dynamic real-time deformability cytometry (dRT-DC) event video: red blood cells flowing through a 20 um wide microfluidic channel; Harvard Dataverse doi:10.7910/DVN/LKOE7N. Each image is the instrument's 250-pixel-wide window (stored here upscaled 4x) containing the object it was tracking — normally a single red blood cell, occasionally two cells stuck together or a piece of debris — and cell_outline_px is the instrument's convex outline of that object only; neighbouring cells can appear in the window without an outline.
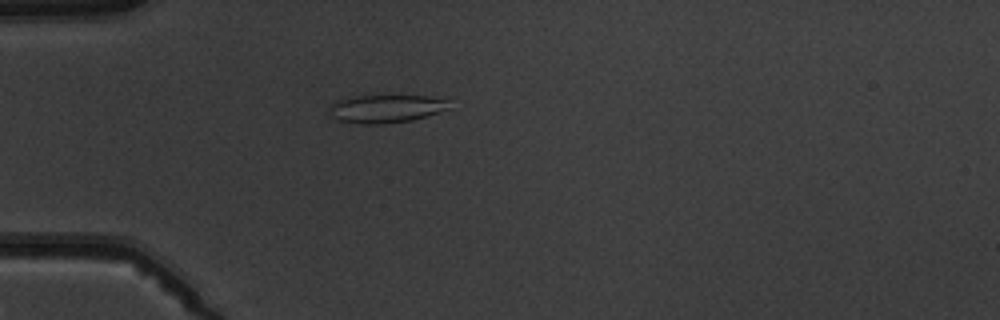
{"species": "common noctule bat (a hibernating species)", "species_latin": "Nyctalus noctula", "temperature_condition": "warm", "stored_images_in_passage": 4, "camera_frame_rate_fps": 3000, "um_per_image_px": 0.085, "animal": {"sex": "male", "body_mass_g": 19.5, "forearm_length_mm": 54.6}, "frame": {"image": 1, "passage_image": 4, "time_ms": 4.333, "image_size_px": [1000, 320], "cell_outline_px": [[448, 108], [412, 120], [380, 124], [364, 124], [340, 120], [332, 116], [328, 108], [336, 100], [352, 96], [424, 96], [448, 100]], "centroid_in_image_um": [32.74, 9.23], "position_along_channel_um": 52.3, "area_um2": 19.13}}